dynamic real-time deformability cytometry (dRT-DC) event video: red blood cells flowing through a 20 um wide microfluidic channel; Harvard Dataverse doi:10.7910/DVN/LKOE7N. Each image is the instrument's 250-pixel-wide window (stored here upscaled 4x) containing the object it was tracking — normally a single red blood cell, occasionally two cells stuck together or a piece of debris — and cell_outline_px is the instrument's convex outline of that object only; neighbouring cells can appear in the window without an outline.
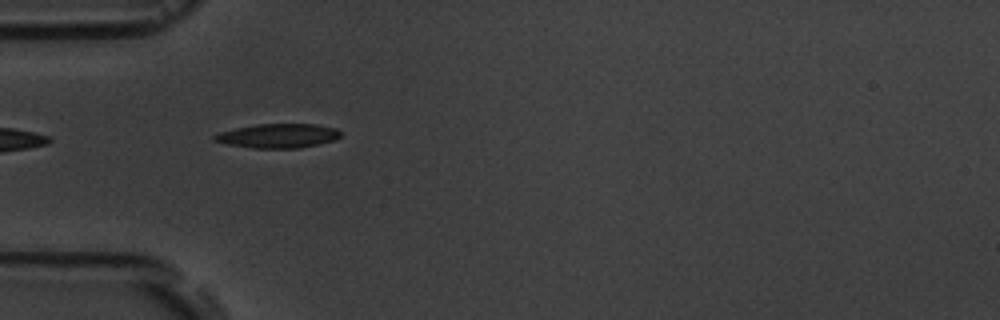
{"species": "common noctule bat (a hibernating species)", "species_latin": "Nyctalus noctula", "temperature_condition": "room temperature", "stored_images_in_passage": 12, "camera_frame_rate_fps": 3000, "um_per_image_px": 0.085, "animal": {"sex": "male", "body_mass_g": 19.5, "forearm_length_mm": 54.6}, "frame": {"image": 1, "passage_image": 1, "time_ms": 0.0, "image_size_px": [1000, 320], "cell_outline_px": [[340, 136], [336, 140], [300, 148], [252, 148], [228, 144], [212, 140], [212, 136], [220, 132], [236, 128], [256, 124], [316, 124], [336, 128], [340, 132]], "centroid_in_image_um": [23.64, 11.54], "position_along_channel_um": 61.4, "area_um2": 17.8}}
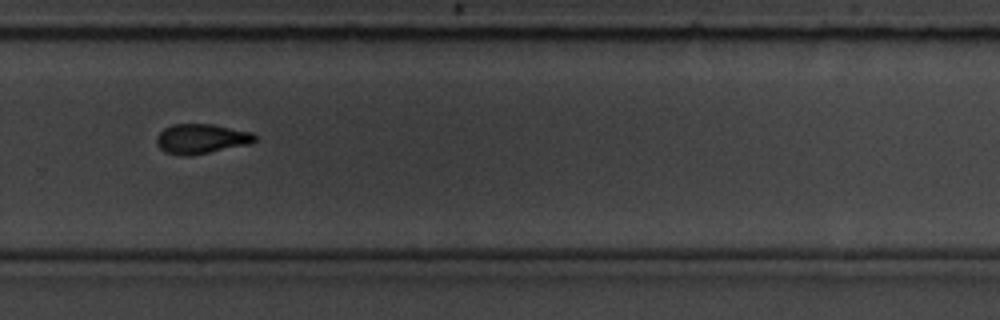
{"frame": {"image": 2, "passage_image": 7, "time_ms": 7.0, "image_size_px": [1000, 320], "cell_outline_px": [[256, 140], [248, 144], [188, 156], [180, 156], [164, 152], [156, 144], [156, 136], [164, 128], [172, 124], [212, 124], [252, 132], [256, 136]], "centroid_in_image_um": [17.06, 11.79], "position_along_channel_um": 312.7, "area_um2": 16.99}}
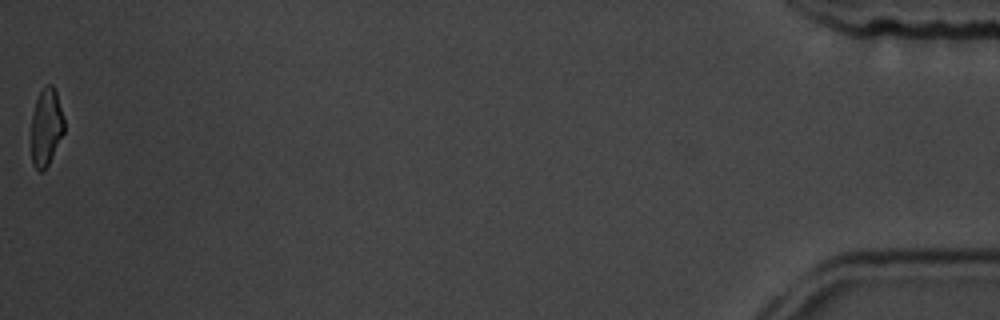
{"frame": {"image": 3, "passage_image": 12, "time_ms": 13.0, "image_size_px": [1000, 320], "cell_outline_px": [[64, 132], [48, 164], [40, 172], [32, 164], [32, 112], [36, 100], [44, 84], [52, 84], [56, 92], [64, 120]], "centroid_in_image_um": [3.92, 10.77], "position_along_channel_um": 431.3, "area_um2": 14.62}, "authors_computed_cell_mechanics": {"area_um2": 17.0799, "velocity_mm_per_s": 3.6344, "shape_relaxation_time_tau1_ms": 5.2733, "shape_relaxation_time_tau2_ms": 5.8261, "deformation_change_tau1": 0.1497, "deformation_change_tau2": 0.112}}